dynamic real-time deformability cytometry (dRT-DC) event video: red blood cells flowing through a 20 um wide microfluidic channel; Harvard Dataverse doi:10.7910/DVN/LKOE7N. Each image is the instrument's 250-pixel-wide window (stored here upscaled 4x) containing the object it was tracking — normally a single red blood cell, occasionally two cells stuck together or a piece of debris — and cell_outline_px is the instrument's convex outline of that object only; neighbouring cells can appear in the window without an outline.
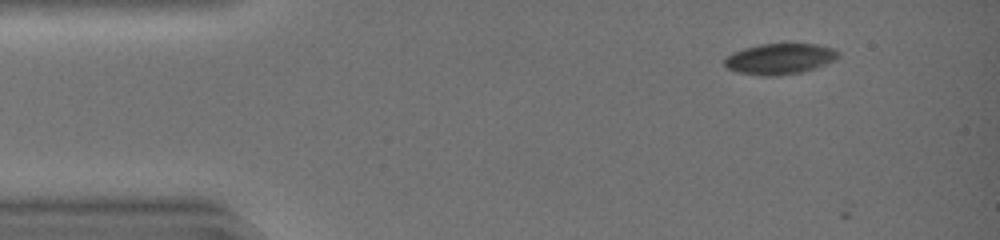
{"species": "common noctule bat (a hibernating species)", "species_latin": "Nyctalus noctula", "temperature_condition": "warm", "stored_images_in_passage": 2, "camera_frame_rate_fps": 3000, "um_per_image_px": 0.085, "animal": {"sex": "female", "body_mass_g": 19.0, "forearm_length_mm": 51.5}, "frame": {"image": 1, "passage_image": 1, "time_ms": 0.0, "image_size_px": [1000, 240], "cell_outline_px": [[840, 56], [816, 68], [804, 72], [776, 76], [764, 76], [736, 72], [728, 68], [724, 64], [724, 60], [732, 52], [744, 48], [760, 44], [816, 44], [832, 48], [840, 52]], "centroid_in_image_um": [66.27, 5.01], "position_along_channel_um": 18.7, "area_um2": 20.4}}